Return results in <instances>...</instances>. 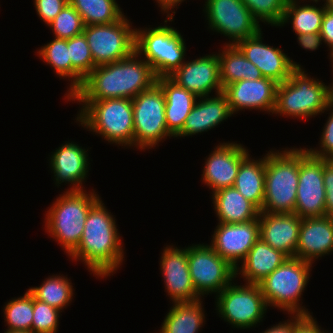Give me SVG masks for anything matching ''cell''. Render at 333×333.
<instances>
[{"mask_svg": "<svg viewBox=\"0 0 333 333\" xmlns=\"http://www.w3.org/2000/svg\"><path fill=\"white\" fill-rule=\"evenodd\" d=\"M135 51L129 57L96 66L81 86L68 98L70 100H105L135 98L152 88L157 77L152 67Z\"/></svg>", "mask_w": 333, "mask_h": 333, "instance_id": "cell-1", "label": "cell"}, {"mask_svg": "<svg viewBox=\"0 0 333 333\" xmlns=\"http://www.w3.org/2000/svg\"><path fill=\"white\" fill-rule=\"evenodd\" d=\"M101 198L91 207L78 247L69 255L85 263L98 278L111 276L124 261V249L115 217Z\"/></svg>", "mask_w": 333, "mask_h": 333, "instance_id": "cell-2", "label": "cell"}, {"mask_svg": "<svg viewBox=\"0 0 333 333\" xmlns=\"http://www.w3.org/2000/svg\"><path fill=\"white\" fill-rule=\"evenodd\" d=\"M81 103L76 121L104 140L118 146H133L132 99L72 100ZM83 103V104H82Z\"/></svg>", "mask_w": 333, "mask_h": 333, "instance_id": "cell-3", "label": "cell"}, {"mask_svg": "<svg viewBox=\"0 0 333 333\" xmlns=\"http://www.w3.org/2000/svg\"><path fill=\"white\" fill-rule=\"evenodd\" d=\"M299 181V149L265 154L264 204L260 212L294 213Z\"/></svg>", "mask_w": 333, "mask_h": 333, "instance_id": "cell-4", "label": "cell"}, {"mask_svg": "<svg viewBox=\"0 0 333 333\" xmlns=\"http://www.w3.org/2000/svg\"><path fill=\"white\" fill-rule=\"evenodd\" d=\"M305 72L302 67L295 68L287 80L278 84L273 114L306 120L328 111L330 85Z\"/></svg>", "mask_w": 333, "mask_h": 333, "instance_id": "cell-5", "label": "cell"}, {"mask_svg": "<svg viewBox=\"0 0 333 333\" xmlns=\"http://www.w3.org/2000/svg\"><path fill=\"white\" fill-rule=\"evenodd\" d=\"M93 191H65L45 214V230L60 243L68 256L78 247L86 217L100 199Z\"/></svg>", "mask_w": 333, "mask_h": 333, "instance_id": "cell-6", "label": "cell"}, {"mask_svg": "<svg viewBox=\"0 0 333 333\" xmlns=\"http://www.w3.org/2000/svg\"><path fill=\"white\" fill-rule=\"evenodd\" d=\"M311 262L298 258H288L282 265L266 276L258 284L266 304L288 314L310 316V312L300 304L308 280Z\"/></svg>", "mask_w": 333, "mask_h": 333, "instance_id": "cell-7", "label": "cell"}, {"mask_svg": "<svg viewBox=\"0 0 333 333\" xmlns=\"http://www.w3.org/2000/svg\"><path fill=\"white\" fill-rule=\"evenodd\" d=\"M185 46L183 35L167 24L136 28L135 51L144 55L157 78L169 77L185 62Z\"/></svg>", "mask_w": 333, "mask_h": 333, "instance_id": "cell-8", "label": "cell"}, {"mask_svg": "<svg viewBox=\"0 0 333 333\" xmlns=\"http://www.w3.org/2000/svg\"><path fill=\"white\" fill-rule=\"evenodd\" d=\"M216 299L219 317L237 329H250L258 325L268 308L259 284L237 285L231 282L216 295Z\"/></svg>", "mask_w": 333, "mask_h": 333, "instance_id": "cell-9", "label": "cell"}, {"mask_svg": "<svg viewBox=\"0 0 333 333\" xmlns=\"http://www.w3.org/2000/svg\"><path fill=\"white\" fill-rule=\"evenodd\" d=\"M132 105L133 146L139 147L141 150L151 149L167 136L173 137L166 126L164 91L157 83L133 98Z\"/></svg>", "mask_w": 333, "mask_h": 333, "instance_id": "cell-10", "label": "cell"}, {"mask_svg": "<svg viewBox=\"0 0 333 333\" xmlns=\"http://www.w3.org/2000/svg\"><path fill=\"white\" fill-rule=\"evenodd\" d=\"M125 15L111 24L85 26L83 34L95 66L125 59L135 52L136 28Z\"/></svg>", "mask_w": 333, "mask_h": 333, "instance_id": "cell-11", "label": "cell"}, {"mask_svg": "<svg viewBox=\"0 0 333 333\" xmlns=\"http://www.w3.org/2000/svg\"><path fill=\"white\" fill-rule=\"evenodd\" d=\"M187 260L194 289L201 297L220 293L236 278V269L210 245L187 247Z\"/></svg>", "mask_w": 333, "mask_h": 333, "instance_id": "cell-12", "label": "cell"}, {"mask_svg": "<svg viewBox=\"0 0 333 333\" xmlns=\"http://www.w3.org/2000/svg\"><path fill=\"white\" fill-rule=\"evenodd\" d=\"M294 213L301 218L326 216L323 158L299 148V181Z\"/></svg>", "mask_w": 333, "mask_h": 333, "instance_id": "cell-13", "label": "cell"}, {"mask_svg": "<svg viewBox=\"0 0 333 333\" xmlns=\"http://www.w3.org/2000/svg\"><path fill=\"white\" fill-rule=\"evenodd\" d=\"M203 11L209 28L232 41L226 45H235L262 30L241 0H206Z\"/></svg>", "mask_w": 333, "mask_h": 333, "instance_id": "cell-14", "label": "cell"}, {"mask_svg": "<svg viewBox=\"0 0 333 333\" xmlns=\"http://www.w3.org/2000/svg\"><path fill=\"white\" fill-rule=\"evenodd\" d=\"M259 238L258 218L235 224L218 222L209 245L236 269Z\"/></svg>", "mask_w": 333, "mask_h": 333, "instance_id": "cell-15", "label": "cell"}, {"mask_svg": "<svg viewBox=\"0 0 333 333\" xmlns=\"http://www.w3.org/2000/svg\"><path fill=\"white\" fill-rule=\"evenodd\" d=\"M262 31L256 35L238 41L235 46L242 54L259 68L264 78L280 84L287 80L295 68H301L280 48L262 42Z\"/></svg>", "mask_w": 333, "mask_h": 333, "instance_id": "cell-16", "label": "cell"}, {"mask_svg": "<svg viewBox=\"0 0 333 333\" xmlns=\"http://www.w3.org/2000/svg\"><path fill=\"white\" fill-rule=\"evenodd\" d=\"M203 167L202 179L212 194L234 186L241 162L249 155L242 144L223 142L214 147Z\"/></svg>", "mask_w": 333, "mask_h": 333, "instance_id": "cell-17", "label": "cell"}, {"mask_svg": "<svg viewBox=\"0 0 333 333\" xmlns=\"http://www.w3.org/2000/svg\"><path fill=\"white\" fill-rule=\"evenodd\" d=\"M169 78L197 97L209 96L213 89L215 94L223 91L220 60L216 53L185 61Z\"/></svg>", "mask_w": 333, "mask_h": 333, "instance_id": "cell-18", "label": "cell"}, {"mask_svg": "<svg viewBox=\"0 0 333 333\" xmlns=\"http://www.w3.org/2000/svg\"><path fill=\"white\" fill-rule=\"evenodd\" d=\"M160 269L165 289L172 303L202 299L195 291L187 260V247L166 246L161 254Z\"/></svg>", "mask_w": 333, "mask_h": 333, "instance_id": "cell-19", "label": "cell"}, {"mask_svg": "<svg viewBox=\"0 0 333 333\" xmlns=\"http://www.w3.org/2000/svg\"><path fill=\"white\" fill-rule=\"evenodd\" d=\"M278 83L269 78L240 80L223 88L231 112L257 109L273 114Z\"/></svg>", "mask_w": 333, "mask_h": 333, "instance_id": "cell-20", "label": "cell"}, {"mask_svg": "<svg viewBox=\"0 0 333 333\" xmlns=\"http://www.w3.org/2000/svg\"><path fill=\"white\" fill-rule=\"evenodd\" d=\"M260 238L272 248L296 258L302 218L295 213H259Z\"/></svg>", "mask_w": 333, "mask_h": 333, "instance_id": "cell-21", "label": "cell"}, {"mask_svg": "<svg viewBox=\"0 0 333 333\" xmlns=\"http://www.w3.org/2000/svg\"><path fill=\"white\" fill-rule=\"evenodd\" d=\"M88 149L75 142H67L62 144L51 154L50 167L54 174L55 184L65 182L70 184L67 191H81L85 187L82 186L89 172ZM84 188V189H83Z\"/></svg>", "mask_w": 333, "mask_h": 333, "instance_id": "cell-22", "label": "cell"}, {"mask_svg": "<svg viewBox=\"0 0 333 333\" xmlns=\"http://www.w3.org/2000/svg\"><path fill=\"white\" fill-rule=\"evenodd\" d=\"M333 252V217L302 218L296 258L314 260Z\"/></svg>", "mask_w": 333, "mask_h": 333, "instance_id": "cell-23", "label": "cell"}, {"mask_svg": "<svg viewBox=\"0 0 333 333\" xmlns=\"http://www.w3.org/2000/svg\"><path fill=\"white\" fill-rule=\"evenodd\" d=\"M201 99V100H200ZM226 95L221 92L214 97H198L187 116L182 131L176 137L196 135L212 128L232 116Z\"/></svg>", "mask_w": 333, "mask_h": 333, "instance_id": "cell-24", "label": "cell"}, {"mask_svg": "<svg viewBox=\"0 0 333 333\" xmlns=\"http://www.w3.org/2000/svg\"><path fill=\"white\" fill-rule=\"evenodd\" d=\"M288 258L259 238L242 261L241 267L236 268V277L239 274L246 280L245 283L258 284Z\"/></svg>", "mask_w": 333, "mask_h": 333, "instance_id": "cell-25", "label": "cell"}, {"mask_svg": "<svg viewBox=\"0 0 333 333\" xmlns=\"http://www.w3.org/2000/svg\"><path fill=\"white\" fill-rule=\"evenodd\" d=\"M157 84L165 95V118L168 132L175 138L183 128L198 97L178 86L169 77L157 78Z\"/></svg>", "mask_w": 333, "mask_h": 333, "instance_id": "cell-26", "label": "cell"}, {"mask_svg": "<svg viewBox=\"0 0 333 333\" xmlns=\"http://www.w3.org/2000/svg\"><path fill=\"white\" fill-rule=\"evenodd\" d=\"M212 199L220 223H243L259 217L260 210L234 186L214 192Z\"/></svg>", "mask_w": 333, "mask_h": 333, "instance_id": "cell-27", "label": "cell"}, {"mask_svg": "<svg viewBox=\"0 0 333 333\" xmlns=\"http://www.w3.org/2000/svg\"><path fill=\"white\" fill-rule=\"evenodd\" d=\"M201 300L173 303L159 333H198L205 322Z\"/></svg>", "mask_w": 333, "mask_h": 333, "instance_id": "cell-28", "label": "cell"}, {"mask_svg": "<svg viewBox=\"0 0 333 333\" xmlns=\"http://www.w3.org/2000/svg\"><path fill=\"white\" fill-rule=\"evenodd\" d=\"M265 156L258 160L250 154L241 162L234 187L259 210L264 204Z\"/></svg>", "mask_w": 333, "mask_h": 333, "instance_id": "cell-29", "label": "cell"}, {"mask_svg": "<svg viewBox=\"0 0 333 333\" xmlns=\"http://www.w3.org/2000/svg\"><path fill=\"white\" fill-rule=\"evenodd\" d=\"M220 60V81L223 88L240 80L263 78L259 68L249 61L235 45H225L217 53Z\"/></svg>", "mask_w": 333, "mask_h": 333, "instance_id": "cell-30", "label": "cell"}, {"mask_svg": "<svg viewBox=\"0 0 333 333\" xmlns=\"http://www.w3.org/2000/svg\"><path fill=\"white\" fill-rule=\"evenodd\" d=\"M37 53L43 62L53 67L60 78L71 79L69 80L71 81L70 88L67 91L68 93L65 94V99H68L81 86L84 78L72 67L67 39L54 38V40L42 46Z\"/></svg>", "mask_w": 333, "mask_h": 333, "instance_id": "cell-31", "label": "cell"}, {"mask_svg": "<svg viewBox=\"0 0 333 333\" xmlns=\"http://www.w3.org/2000/svg\"><path fill=\"white\" fill-rule=\"evenodd\" d=\"M299 4L300 3L298 1L286 4L283 19L279 26H283L287 22H291L293 31L296 35L320 33L326 6L322 5L320 8L315 4Z\"/></svg>", "mask_w": 333, "mask_h": 333, "instance_id": "cell-32", "label": "cell"}, {"mask_svg": "<svg viewBox=\"0 0 333 333\" xmlns=\"http://www.w3.org/2000/svg\"><path fill=\"white\" fill-rule=\"evenodd\" d=\"M69 4L81 15L85 26L111 24L124 16L116 0H69Z\"/></svg>", "mask_w": 333, "mask_h": 333, "instance_id": "cell-33", "label": "cell"}, {"mask_svg": "<svg viewBox=\"0 0 333 333\" xmlns=\"http://www.w3.org/2000/svg\"><path fill=\"white\" fill-rule=\"evenodd\" d=\"M70 279L63 275H52L46 278L39 287L29 288L28 291L40 301L53 306L60 311L71 303L74 288Z\"/></svg>", "mask_w": 333, "mask_h": 333, "instance_id": "cell-34", "label": "cell"}, {"mask_svg": "<svg viewBox=\"0 0 333 333\" xmlns=\"http://www.w3.org/2000/svg\"><path fill=\"white\" fill-rule=\"evenodd\" d=\"M3 312L7 329L31 331L33 295L27 290L23 296L8 301Z\"/></svg>", "mask_w": 333, "mask_h": 333, "instance_id": "cell-35", "label": "cell"}, {"mask_svg": "<svg viewBox=\"0 0 333 333\" xmlns=\"http://www.w3.org/2000/svg\"><path fill=\"white\" fill-rule=\"evenodd\" d=\"M47 26L52 29L54 38L58 39H70L78 36L83 33L85 27L81 15L70 4Z\"/></svg>", "mask_w": 333, "mask_h": 333, "instance_id": "cell-36", "label": "cell"}, {"mask_svg": "<svg viewBox=\"0 0 333 333\" xmlns=\"http://www.w3.org/2000/svg\"><path fill=\"white\" fill-rule=\"evenodd\" d=\"M251 12L253 18L271 26L280 25L286 4L282 0H241Z\"/></svg>", "mask_w": 333, "mask_h": 333, "instance_id": "cell-37", "label": "cell"}, {"mask_svg": "<svg viewBox=\"0 0 333 333\" xmlns=\"http://www.w3.org/2000/svg\"><path fill=\"white\" fill-rule=\"evenodd\" d=\"M72 67L85 79L96 67L84 34L67 39Z\"/></svg>", "mask_w": 333, "mask_h": 333, "instance_id": "cell-38", "label": "cell"}, {"mask_svg": "<svg viewBox=\"0 0 333 333\" xmlns=\"http://www.w3.org/2000/svg\"><path fill=\"white\" fill-rule=\"evenodd\" d=\"M59 309L37 300L33 296V320L31 331L33 333H57L59 317Z\"/></svg>", "mask_w": 333, "mask_h": 333, "instance_id": "cell-39", "label": "cell"}, {"mask_svg": "<svg viewBox=\"0 0 333 333\" xmlns=\"http://www.w3.org/2000/svg\"><path fill=\"white\" fill-rule=\"evenodd\" d=\"M328 110H332L328 120L326 121L320 138V147L318 150L310 148L307 150L314 156L327 159L333 153V105L328 106Z\"/></svg>", "mask_w": 333, "mask_h": 333, "instance_id": "cell-40", "label": "cell"}, {"mask_svg": "<svg viewBox=\"0 0 333 333\" xmlns=\"http://www.w3.org/2000/svg\"><path fill=\"white\" fill-rule=\"evenodd\" d=\"M68 4L69 0H34L36 13L46 25H49Z\"/></svg>", "mask_w": 333, "mask_h": 333, "instance_id": "cell-41", "label": "cell"}, {"mask_svg": "<svg viewBox=\"0 0 333 333\" xmlns=\"http://www.w3.org/2000/svg\"><path fill=\"white\" fill-rule=\"evenodd\" d=\"M323 179L326 192V216L333 217V163L323 158Z\"/></svg>", "mask_w": 333, "mask_h": 333, "instance_id": "cell-42", "label": "cell"}, {"mask_svg": "<svg viewBox=\"0 0 333 333\" xmlns=\"http://www.w3.org/2000/svg\"><path fill=\"white\" fill-rule=\"evenodd\" d=\"M320 35L323 39L324 44H327L329 46V54H331L333 52V8L326 7L325 9L320 29Z\"/></svg>", "mask_w": 333, "mask_h": 333, "instance_id": "cell-43", "label": "cell"}, {"mask_svg": "<svg viewBox=\"0 0 333 333\" xmlns=\"http://www.w3.org/2000/svg\"><path fill=\"white\" fill-rule=\"evenodd\" d=\"M305 315L300 314H291L290 320H286L276 324L275 326H271L262 333H294L295 327L305 318Z\"/></svg>", "mask_w": 333, "mask_h": 333, "instance_id": "cell-44", "label": "cell"}, {"mask_svg": "<svg viewBox=\"0 0 333 333\" xmlns=\"http://www.w3.org/2000/svg\"><path fill=\"white\" fill-rule=\"evenodd\" d=\"M296 36L301 47L310 51L317 50L323 41L320 33H307Z\"/></svg>", "mask_w": 333, "mask_h": 333, "instance_id": "cell-45", "label": "cell"}, {"mask_svg": "<svg viewBox=\"0 0 333 333\" xmlns=\"http://www.w3.org/2000/svg\"><path fill=\"white\" fill-rule=\"evenodd\" d=\"M294 333H328L317 324V321L310 316H306L296 327Z\"/></svg>", "mask_w": 333, "mask_h": 333, "instance_id": "cell-46", "label": "cell"}, {"mask_svg": "<svg viewBox=\"0 0 333 333\" xmlns=\"http://www.w3.org/2000/svg\"><path fill=\"white\" fill-rule=\"evenodd\" d=\"M155 1L158 2L159 7L165 14L168 13L164 21V23H167L168 21L173 20L174 14H171L170 11L172 12V9L177 8L176 6H179V4H181V2L185 0H155Z\"/></svg>", "mask_w": 333, "mask_h": 333, "instance_id": "cell-47", "label": "cell"}, {"mask_svg": "<svg viewBox=\"0 0 333 333\" xmlns=\"http://www.w3.org/2000/svg\"><path fill=\"white\" fill-rule=\"evenodd\" d=\"M5 333H33L32 331L27 330H11L7 329Z\"/></svg>", "mask_w": 333, "mask_h": 333, "instance_id": "cell-48", "label": "cell"}, {"mask_svg": "<svg viewBox=\"0 0 333 333\" xmlns=\"http://www.w3.org/2000/svg\"><path fill=\"white\" fill-rule=\"evenodd\" d=\"M325 3L324 5L329 8H333V0H323Z\"/></svg>", "mask_w": 333, "mask_h": 333, "instance_id": "cell-49", "label": "cell"}, {"mask_svg": "<svg viewBox=\"0 0 333 333\" xmlns=\"http://www.w3.org/2000/svg\"><path fill=\"white\" fill-rule=\"evenodd\" d=\"M332 68H333V66H332ZM330 98H331V105H333V82L330 85Z\"/></svg>", "mask_w": 333, "mask_h": 333, "instance_id": "cell-50", "label": "cell"}, {"mask_svg": "<svg viewBox=\"0 0 333 333\" xmlns=\"http://www.w3.org/2000/svg\"><path fill=\"white\" fill-rule=\"evenodd\" d=\"M331 163H333V153L327 158Z\"/></svg>", "mask_w": 333, "mask_h": 333, "instance_id": "cell-51", "label": "cell"}, {"mask_svg": "<svg viewBox=\"0 0 333 333\" xmlns=\"http://www.w3.org/2000/svg\"><path fill=\"white\" fill-rule=\"evenodd\" d=\"M293 1H298V0H290V2H293ZM310 1H313V2H315L316 4H317L318 2H320V0H310Z\"/></svg>", "mask_w": 333, "mask_h": 333, "instance_id": "cell-52", "label": "cell"}, {"mask_svg": "<svg viewBox=\"0 0 333 333\" xmlns=\"http://www.w3.org/2000/svg\"><path fill=\"white\" fill-rule=\"evenodd\" d=\"M329 56H330V59H332L331 62L333 63V52ZM332 66H333V64H332Z\"/></svg>", "mask_w": 333, "mask_h": 333, "instance_id": "cell-53", "label": "cell"}, {"mask_svg": "<svg viewBox=\"0 0 333 333\" xmlns=\"http://www.w3.org/2000/svg\"><path fill=\"white\" fill-rule=\"evenodd\" d=\"M285 4L290 3V0H282Z\"/></svg>", "mask_w": 333, "mask_h": 333, "instance_id": "cell-54", "label": "cell"}]
</instances>
